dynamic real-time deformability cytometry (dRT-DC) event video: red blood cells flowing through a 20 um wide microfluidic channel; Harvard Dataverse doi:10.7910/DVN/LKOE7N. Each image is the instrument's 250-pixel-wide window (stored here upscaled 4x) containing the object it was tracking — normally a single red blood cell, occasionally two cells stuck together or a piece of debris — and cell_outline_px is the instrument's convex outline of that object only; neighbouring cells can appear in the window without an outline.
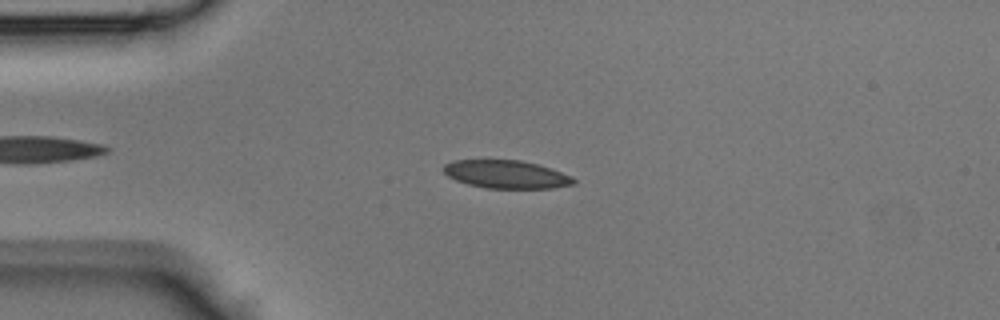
{"species": "Egyptian fruit bat (a non-hibernating species)", "species_latin": "Rousettus aegyptiacus", "temperature_condition": "room temperature", "stored_images_in_passage": 43, "camera_frame_rate_fps": 3000, "um_per_image_px": 0.085, "animal": {"sex": "male"}, "frame": {"image": 1, "passage_image": 10, "time_ms": 3.0, "image_size_px": [1000, 320], "cell_outline_px": [[576, 180], [572, 184], [552, 188], [484, 188], [468, 184], [456, 180], [448, 176], [444, 172], [444, 164], [452, 160], [520, 160], [536, 164], [572, 176]], "centroid_in_image_um": [42.99, 14.82], "position_along_channel_um": 42.0, "area_um2": 21.04}}
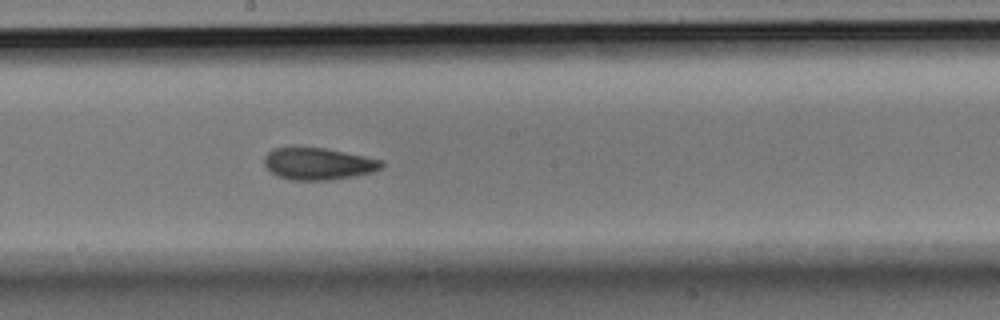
{"frame": {"image": 2, "passage_image": 23, "time_ms": 7.333, "image_size_px": [1000, 320], "cell_outline_px": [[384, 164], [380, 168], [372, 172], [352, 176], [328, 180], [292, 180], [280, 176], [272, 172], [264, 164], [264, 156], [272, 148], [324, 148], [364, 156], [380, 160]], "centroid_in_image_um": [27.03, 13.92], "position_along_channel_um": 221.2, "area_um2": 21.39}}
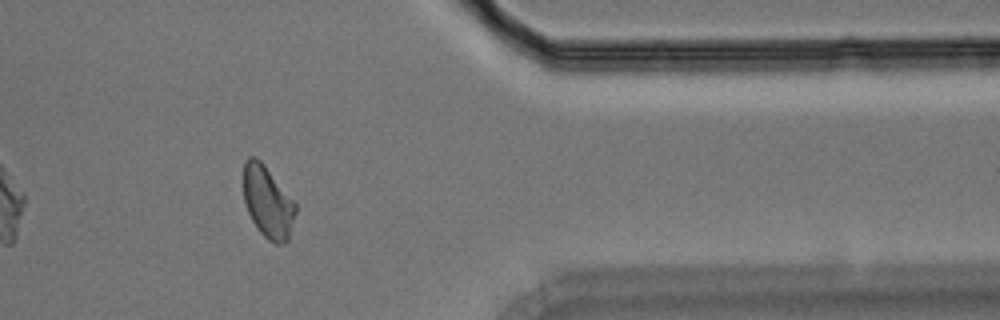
{"frame": {"image": 3, "passage_image": 35, "time_ms": 11.333, "image_size_px": [1000, 320], "cell_outline_px": [[296, 212], [288, 240], [280, 244], [276, 244], [268, 240], [260, 232], [252, 220], [248, 212], [244, 200], [244, 160], [248, 156], [256, 156], [264, 164], [296, 204]], "centroid_in_image_um": [22.75, 17.16], "position_along_channel_um": 388.7, "area_um2": 21.62}}